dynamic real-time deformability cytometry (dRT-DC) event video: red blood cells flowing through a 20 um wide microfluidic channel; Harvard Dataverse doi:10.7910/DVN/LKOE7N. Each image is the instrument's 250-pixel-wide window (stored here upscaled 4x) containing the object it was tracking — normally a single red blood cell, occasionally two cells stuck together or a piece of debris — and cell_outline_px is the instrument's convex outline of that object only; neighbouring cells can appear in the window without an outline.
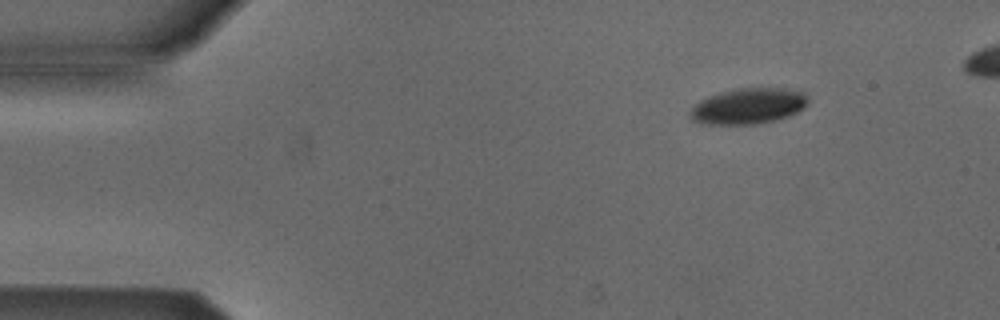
{"species": "Egyptian fruit bat (a non-hibernating species)", "species_latin": "Rousettus aegyptiacus", "temperature_condition": "cold", "stored_images_in_passage": 7, "camera_frame_rate_fps": 3000, "um_per_image_px": 0.085, "animal": {"sex": "male"}, "frame": {"image": 1, "passage_image": 1, "time_ms": 0.0, "image_size_px": [1000, 320], "cell_outline_px": [[808, 104], [804, 108], [788, 116], [776, 120], [756, 124], [704, 124], [692, 120], [688, 116], [688, 112], [700, 100], [708, 96], [720, 92], [736, 88], [788, 88], [804, 92], [808, 100]], "centroid_in_image_um": [63.6, 9.01], "position_along_channel_um": 21.4, "area_um2": 24.8}}
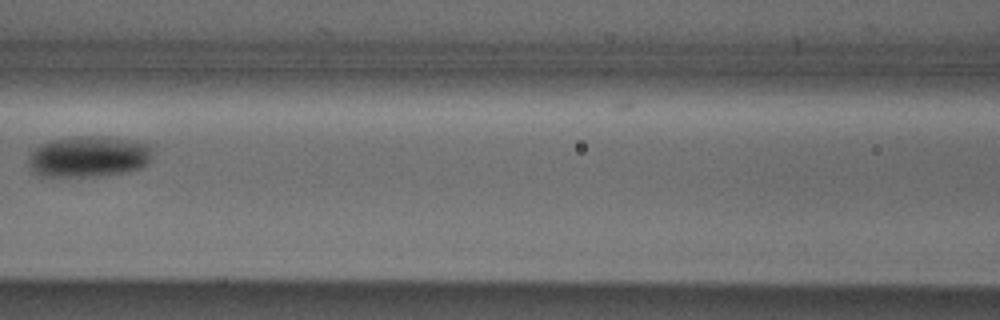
{"frame": {"image": 2, "passage_image": 5, "time_ms": 1.333, "image_size_px": [1000, 320], "cell_outline_px": [[152, 156], [148, 164], [140, 168], [124, 172], [96, 176], [40, 176], [32, 172], [28, 164], [28, 156], [40, 144], [52, 140], [72, 136], [104, 136], [132, 140], [148, 144], [152, 148]], "centroid_in_image_um": [7.53, 13.3], "position_along_channel_um": 159.1, "area_um2": 29.94}}
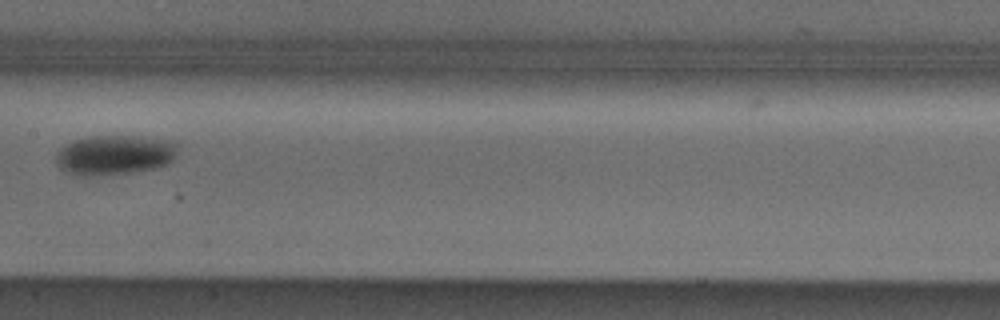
{"frame": {"image": 3, "passage_image": 6, "time_ms": 1.667, "image_size_px": [1000, 320], "cell_outline_px": [[180, 144], [172, 160], [168, 164], [152, 168], [128, 172], [84, 176], [68, 172], [60, 168], [56, 164], [56, 156], [60, 148], [72, 140], [88, 136], [144, 136], [172, 140]], "centroid_in_image_um": [9.76, 13.13], "position_along_channel_um": 197.6, "area_um2": 28.21}}